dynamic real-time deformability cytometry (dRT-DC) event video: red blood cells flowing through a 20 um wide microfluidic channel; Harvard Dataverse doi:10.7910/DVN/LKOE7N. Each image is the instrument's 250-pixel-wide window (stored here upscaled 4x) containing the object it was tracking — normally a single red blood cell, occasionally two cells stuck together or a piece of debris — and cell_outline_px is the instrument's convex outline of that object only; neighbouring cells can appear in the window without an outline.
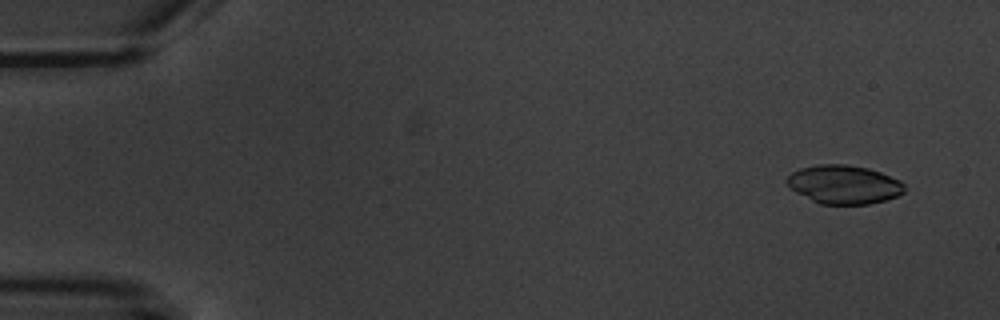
{"species": "common noctule bat (a hibernating species)", "species_latin": "Nyctalus noctula", "temperature_condition": "warm", "stored_images_in_passage": 4, "camera_frame_rate_fps": 3000, "um_per_image_px": 0.085, "animal": {"sex": "male", "body_mass_g": 20.1, "forearm_length_mm": 53.5}, "frame": {"image": 1, "passage_image": 1, "time_ms": 0.0, "image_size_px": [1000, 320], "cell_outline_px": [[904, 192], [896, 196], [884, 200], [868, 204], [820, 204], [796, 192], [784, 180], [792, 172], [800, 168], [816, 164], [848, 164], [868, 168], [880, 172], [900, 180], [904, 184]], "centroid_in_image_um": [71.72, 15.67], "position_along_channel_um": 13.3, "area_um2": 26.41}}
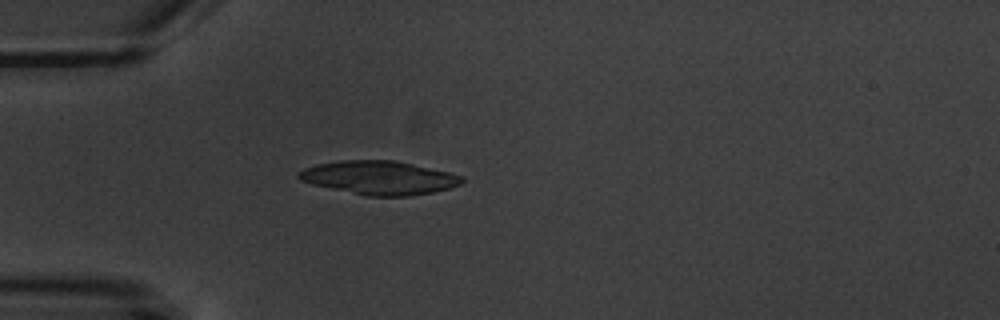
{"frame": {"image": 2, "passage_image": 4, "time_ms": 4.333, "image_size_px": [1000, 320], "cell_outline_px": [[464, 180], [460, 184], [448, 188], [432, 192], [408, 196], [368, 196], [312, 184], [300, 180], [296, 176], [304, 168], [316, 164], [340, 160], [392, 160], [412, 164], [448, 172], [464, 176]], "centroid_in_image_um": [32.21, 15.1], "position_along_channel_um": 52.8, "area_um2": 31.67}}